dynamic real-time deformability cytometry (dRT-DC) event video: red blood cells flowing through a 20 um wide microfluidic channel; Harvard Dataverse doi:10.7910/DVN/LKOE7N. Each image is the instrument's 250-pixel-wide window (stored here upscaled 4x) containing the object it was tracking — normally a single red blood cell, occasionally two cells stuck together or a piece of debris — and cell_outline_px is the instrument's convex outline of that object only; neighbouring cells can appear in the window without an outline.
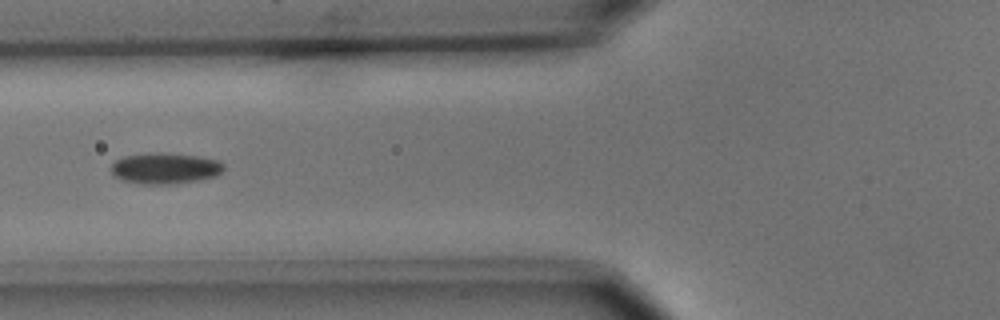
{"species": "common noctule bat (a hibernating species)", "species_latin": "Nyctalus noctula", "temperature_condition": "cold", "stored_images_in_passage": 9, "camera_frame_rate_fps": 3000, "um_per_image_px": 0.085, "animal": {"sex": "male", "body_mass_g": 15.6}, "frame": {"image": 1, "passage_image": 6, "time_ms": 7.0, "image_size_px": [1000, 320], "cell_outline_px": [[224, 168], [216, 176], [176, 184], [140, 184], [124, 180], [116, 176], [112, 172], [112, 164], [116, 160], [124, 156], [156, 152], [160, 152], [196, 156], [216, 160], [224, 164]], "centroid_in_image_um": [14.03, 14.31], "position_along_channel_um": 111.8, "area_um2": 20.11}}
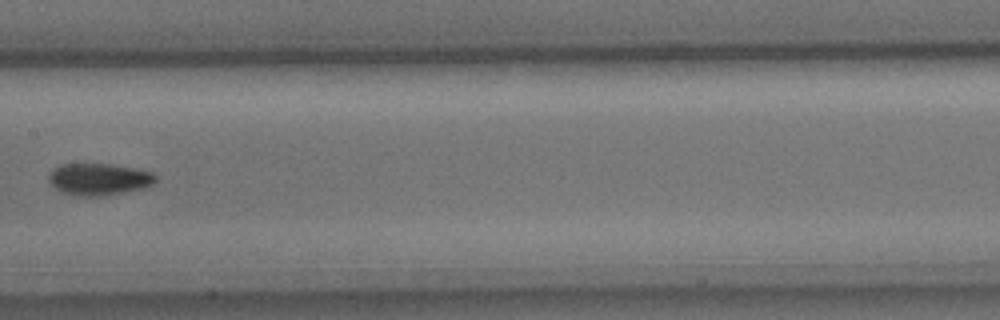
{"frame": {"image": 2, "passage_image": 8, "time_ms": 9.333, "image_size_px": [1000, 320], "cell_outline_px": [[156, 180], [152, 184], [144, 188], [104, 196], [76, 196], [64, 192], [56, 188], [48, 180], [48, 176], [56, 168], [64, 164], [108, 164], [132, 168], [152, 172], [156, 176]], "centroid_in_image_um": [8.43, 15.25], "position_along_channel_um": 199.0, "area_um2": 19.54}}
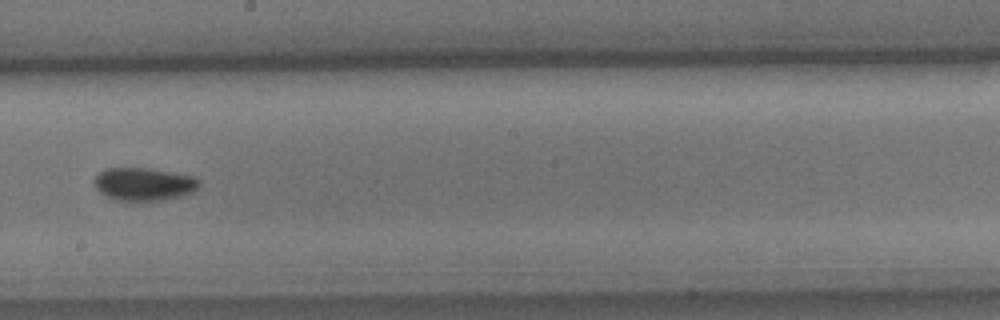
{"frame": {"image": 3, "passage_image": 9, "time_ms": 10.333, "image_size_px": [1000, 320], "cell_outline_px": [[200, 184], [192, 192], [168, 200], [120, 200], [104, 196], [96, 188], [92, 180], [100, 172], [108, 168], [148, 168], [192, 176], [200, 180]], "centroid_in_image_um": [12.21, 15.65], "position_along_channel_um": 236.0, "area_um2": 20.0}}